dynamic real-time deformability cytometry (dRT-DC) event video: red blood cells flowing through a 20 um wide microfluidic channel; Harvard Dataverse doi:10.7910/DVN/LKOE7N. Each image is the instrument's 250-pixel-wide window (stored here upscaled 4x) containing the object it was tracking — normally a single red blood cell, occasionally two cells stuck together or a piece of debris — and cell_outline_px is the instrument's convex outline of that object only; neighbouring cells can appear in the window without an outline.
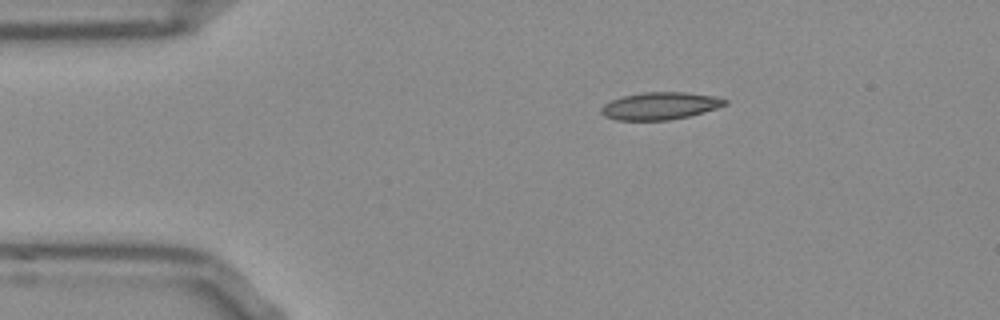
{"species": "Egyptian fruit bat (a non-hibernating species)", "species_latin": "Rousettus aegyptiacus", "temperature_condition": "room temperature", "stored_images_in_passage": 44, "camera_frame_rate_fps": 3000, "um_per_image_px": 0.085, "frame": {"image": 1, "passage_image": 1, "time_ms": 0.0, "image_size_px": [1000, 320], "cell_outline_px": [[728, 104], [704, 112], [688, 116], [668, 120], [616, 120], [604, 116], [600, 112], [600, 108], [604, 104], [612, 100], [624, 96], [644, 92], [684, 92], [712, 96], [728, 100]], "centroid_in_image_um": [56.08, 9.0], "position_along_channel_um": 28.9, "area_um2": 19.59}}
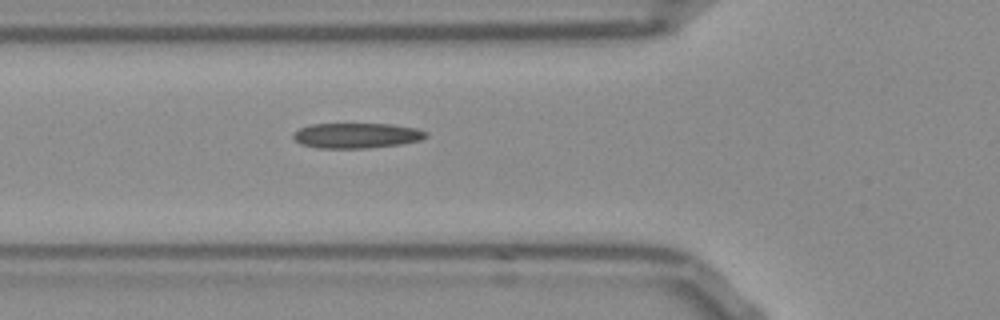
{"frame": {"image": 2, "passage_image": 10, "time_ms": 3.0, "image_size_px": [1000, 320], "cell_outline_px": [[428, 136], [420, 140], [400, 144], [368, 148], [316, 148], [300, 144], [292, 136], [300, 128], [312, 124], [392, 124], [416, 128], [428, 132]], "centroid_in_image_um": [30.33, 11.52], "position_along_channel_um": 95.5, "area_um2": 19.48}}
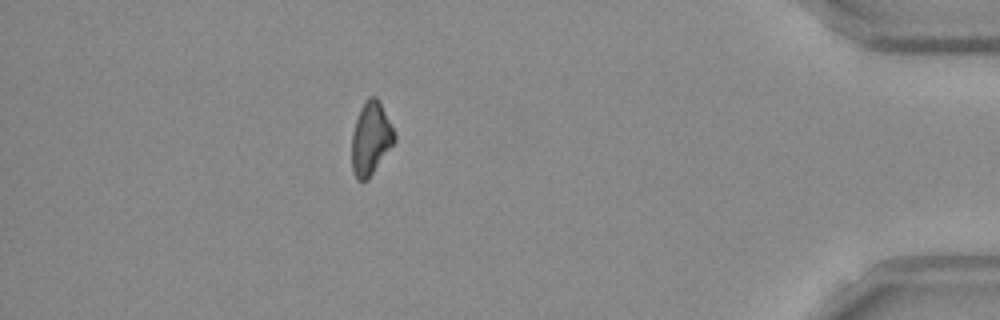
{"frame": {"image": 3, "passage_image": 38, "time_ms": 12.333, "image_size_px": [1000, 320], "cell_outline_px": [[396, 140], [368, 180], [356, 180], [352, 172], [352, 132], [360, 108], [364, 100], [368, 96], [376, 96], [380, 100], [396, 136]], "centroid_in_image_um": [31.51, 11.76], "position_along_channel_um": 403.7, "area_um2": 18.26}, "authors_computed_cell_mechanics": {"area_um2": 18.9584, "velocity_mm_per_s": 3.836, "shape_relaxation_time_tau1_ms": null, "shape_relaxation_time_tau2_ms": 9.1704, "deformation_change_tau1": null, "deformation_change_tau2": 0.1816}}